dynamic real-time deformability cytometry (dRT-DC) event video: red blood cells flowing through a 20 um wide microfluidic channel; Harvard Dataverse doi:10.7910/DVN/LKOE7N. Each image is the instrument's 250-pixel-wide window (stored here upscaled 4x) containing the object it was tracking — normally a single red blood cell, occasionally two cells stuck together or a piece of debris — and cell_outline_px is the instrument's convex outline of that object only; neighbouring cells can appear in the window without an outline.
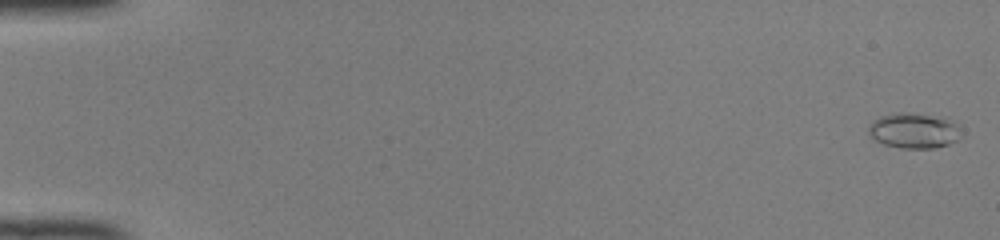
{"species": "common noctule bat (a hibernating species)", "species_latin": "Nyctalus noctula", "temperature_condition": "room temperature", "stored_images_in_passage": 51, "camera_frame_rate_fps": 3000, "um_per_image_px": 0.085, "animal": {"sex": "female", "body_mass_g": 22.0, "forearm_length_mm": 56.7}, "frame": {"image": 1, "passage_image": 2, "time_ms": 0.333, "image_size_px": [1000, 240], "cell_outline_px": [[956, 140], [948, 144], [932, 148], [900, 148], [884, 144], [876, 140], [868, 132], [868, 128], [872, 120], [880, 116], [900, 112], [928, 116], [944, 120], [952, 124]], "centroid_in_image_um": [77.49, 11.13], "position_along_channel_um": 7.5, "area_um2": 17.8}}
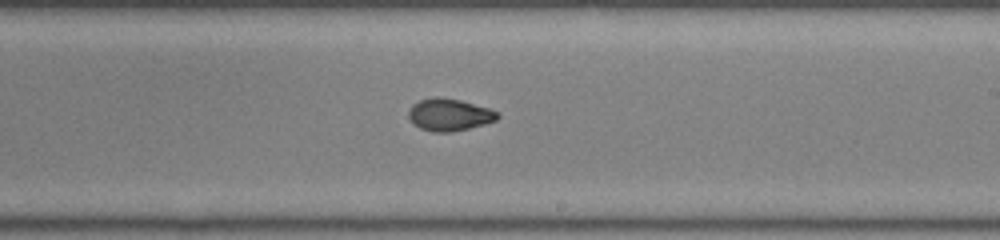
{"frame": {"image": 2, "passage_image": 32, "time_ms": 10.333, "image_size_px": [1000, 240], "cell_outline_px": [[500, 116], [496, 120], [484, 124], [452, 132], [432, 132], [420, 128], [412, 124], [408, 116], [408, 112], [412, 104], [420, 100], [432, 96], [436, 96], [460, 100], [492, 108], [500, 112]], "centroid_in_image_um": [38.2, 9.74], "position_along_channel_um": 250.8, "area_um2": 16.99}}
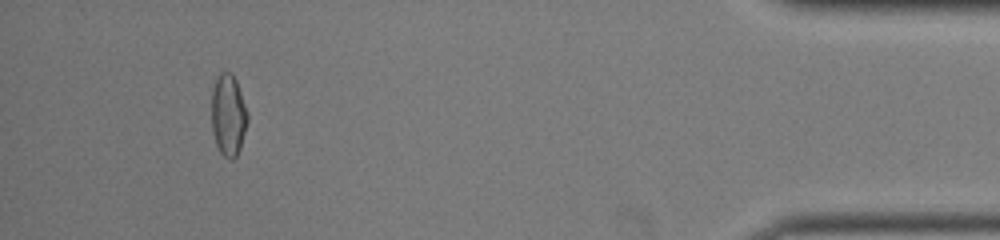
{"frame": {"image": 3, "passage_image": 48, "time_ms": 15.667, "image_size_px": [1000, 240], "cell_outline_px": [[248, 120], [240, 148], [236, 156], [232, 160], [228, 160], [220, 152], [216, 144], [212, 132], [212, 88], [220, 72], [232, 72], [236, 80], [248, 112]], "centroid_in_image_um": [19.41, 9.79], "position_along_channel_um": 415.8, "area_um2": 17.22}, "authors_computed_cell_mechanics": {"area_um2": 16.9354, "velocity_mm_per_s": 4.1343, "shape_relaxation_time_tau1_ms": 8.1846, "shape_relaxation_time_tau2_ms": 1.5305, "deformation_change_tau1": 0.2139, "deformation_change_tau2": 0.0501}}